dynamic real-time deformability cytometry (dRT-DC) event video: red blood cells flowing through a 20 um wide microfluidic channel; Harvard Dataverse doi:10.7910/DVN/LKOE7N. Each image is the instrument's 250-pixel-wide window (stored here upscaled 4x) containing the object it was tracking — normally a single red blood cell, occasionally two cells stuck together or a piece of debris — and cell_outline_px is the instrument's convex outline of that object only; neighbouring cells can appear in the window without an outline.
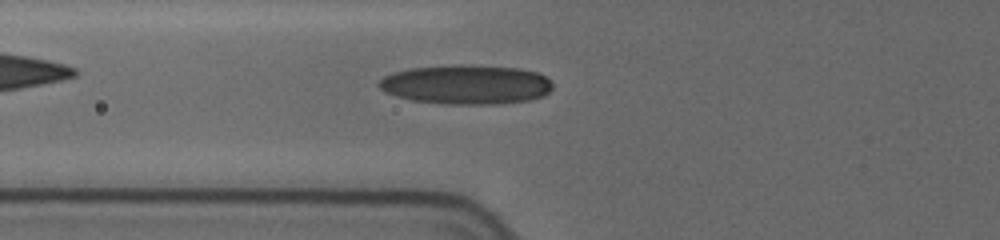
{"species": "human", "species_latin": "Homo sapiens", "temperature_condition": "cold", "stored_images_in_passage": 25, "camera_frame_rate_fps": 3000, "um_per_image_px": 0.085, "donor": {"sex": "female"}, "frame": {"image": 1, "passage_image": 22, "time_ms": 8.0, "image_size_px": [1000, 240], "cell_outline_px": [[552, 88], [544, 96], [528, 100], [500, 104], [448, 104], [412, 100], [396, 96], [384, 92], [376, 84], [384, 76], [392, 72], [412, 68], [448, 64], [464, 64], [520, 68], [540, 72], [552, 84]], "centroid_in_image_um": [39.61, 7.17], "position_along_channel_um": 86.2, "area_um2": 40.29}}
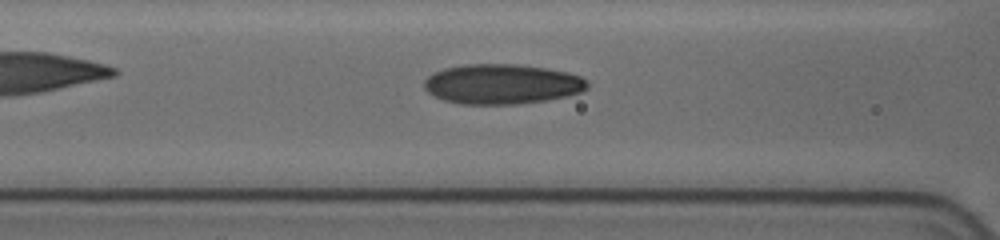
{"frame": {"image": 2, "passage_image": 25, "time_ms": 9.0, "image_size_px": [1000, 240], "cell_outline_px": [[588, 88], [580, 92], [568, 96], [548, 100], [520, 104], [460, 104], [444, 100], [428, 92], [424, 88], [424, 80], [428, 76], [444, 68], [468, 64], [516, 64], [548, 68], [568, 72], [580, 76], [588, 80]], "centroid_in_image_um": [42.71, 7.15], "position_along_channel_um": 123.9, "area_um2": 38.21}}